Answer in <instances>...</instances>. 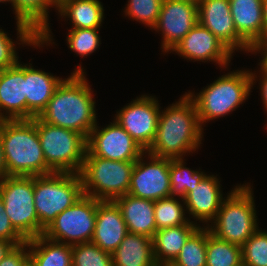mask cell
I'll return each instance as SVG.
<instances>
[{
    "instance_id": "obj_1",
    "label": "cell",
    "mask_w": 267,
    "mask_h": 266,
    "mask_svg": "<svg viewBox=\"0 0 267 266\" xmlns=\"http://www.w3.org/2000/svg\"><path fill=\"white\" fill-rule=\"evenodd\" d=\"M82 64L56 88L45 110L38 116L44 123L74 130L86 139L97 124L95 94Z\"/></svg>"
},
{
    "instance_id": "obj_2",
    "label": "cell",
    "mask_w": 267,
    "mask_h": 266,
    "mask_svg": "<svg viewBox=\"0 0 267 266\" xmlns=\"http://www.w3.org/2000/svg\"><path fill=\"white\" fill-rule=\"evenodd\" d=\"M204 130L196 104L185 92L178 101L160 110L156 137L147 152L170 159L184 158L195 151L198 153L203 144Z\"/></svg>"
},
{
    "instance_id": "obj_3",
    "label": "cell",
    "mask_w": 267,
    "mask_h": 266,
    "mask_svg": "<svg viewBox=\"0 0 267 266\" xmlns=\"http://www.w3.org/2000/svg\"><path fill=\"white\" fill-rule=\"evenodd\" d=\"M7 176L54 173L46 164L35 123L31 119L0 120Z\"/></svg>"
},
{
    "instance_id": "obj_4",
    "label": "cell",
    "mask_w": 267,
    "mask_h": 266,
    "mask_svg": "<svg viewBox=\"0 0 267 266\" xmlns=\"http://www.w3.org/2000/svg\"><path fill=\"white\" fill-rule=\"evenodd\" d=\"M207 85L197 93L187 92L196 104L203 129L208 122L229 116L240 105L243 106L253 92L249 68L224 72Z\"/></svg>"
},
{
    "instance_id": "obj_5",
    "label": "cell",
    "mask_w": 267,
    "mask_h": 266,
    "mask_svg": "<svg viewBox=\"0 0 267 266\" xmlns=\"http://www.w3.org/2000/svg\"><path fill=\"white\" fill-rule=\"evenodd\" d=\"M250 182L234 185L207 227L217 238L242 246L260 227Z\"/></svg>"
},
{
    "instance_id": "obj_6",
    "label": "cell",
    "mask_w": 267,
    "mask_h": 266,
    "mask_svg": "<svg viewBox=\"0 0 267 266\" xmlns=\"http://www.w3.org/2000/svg\"><path fill=\"white\" fill-rule=\"evenodd\" d=\"M83 195L80 174L52 173L34 176V205L40 223V235L58 214L71 207Z\"/></svg>"
},
{
    "instance_id": "obj_7",
    "label": "cell",
    "mask_w": 267,
    "mask_h": 266,
    "mask_svg": "<svg viewBox=\"0 0 267 266\" xmlns=\"http://www.w3.org/2000/svg\"><path fill=\"white\" fill-rule=\"evenodd\" d=\"M31 120L36 125L47 166L54 173L79 174L85 159L87 139L74 130L44 123L39 117Z\"/></svg>"
},
{
    "instance_id": "obj_8",
    "label": "cell",
    "mask_w": 267,
    "mask_h": 266,
    "mask_svg": "<svg viewBox=\"0 0 267 266\" xmlns=\"http://www.w3.org/2000/svg\"><path fill=\"white\" fill-rule=\"evenodd\" d=\"M135 162L114 161L85 156L80 177L84 195L100 201H113L130 188Z\"/></svg>"
},
{
    "instance_id": "obj_9",
    "label": "cell",
    "mask_w": 267,
    "mask_h": 266,
    "mask_svg": "<svg viewBox=\"0 0 267 266\" xmlns=\"http://www.w3.org/2000/svg\"><path fill=\"white\" fill-rule=\"evenodd\" d=\"M0 196L13 227L26 240L40 236L34 176H6L0 181Z\"/></svg>"
},
{
    "instance_id": "obj_10",
    "label": "cell",
    "mask_w": 267,
    "mask_h": 266,
    "mask_svg": "<svg viewBox=\"0 0 267 266\" xmlns=\"http://www.w3.org/2000/svg\"><path fill=\"white\" fill-rule=\"evenodd\" d=\"M99 201L93 197L83 195L71 207L58 214L42 235L50 240L68 245L91 242Z\"/></svg>"
},
{
    "instance_id": "obj_11",
    "label": "cell",
    "mask_w": 267,
    "mask_h": 266,
    "mask_svg": "<svg viewBox=\"0 0 267 266\" xmlns=\"http://www.w3.org/2000/svg\"><path fill=\"white\" fill-rule=\"evenodd\" d=\"M160 104L155 95L145 93L132 99L113 116L145 151L156 137Z\"/></svg>"
},
{
    "instance_id": "obj_12",
    "label": "cell",
    "mask_w": 267,
    "mask_h": 266,
    "mask_svg": "<svg viewBox=\"0 0 267 266\" xmlns=\"http://www.w3.org/2000/svg\"><path fill=\"white\" fill-rule=\"evenodd\" d=\"M91 130L86 140L85 156H96L114 161L135 162L145 150L116 120Z\"/></svg>"
},
{
    "instance_id": "obj_13",
    "label": "cell",
    "mask_w": 267,
    "mask_h": 266,
    "mask_svg": "<svg viewBox=\"0 0 267 266\" xmlns=\"http://www.w3.org/2000/svg\"><path fill=\"white\" fill-rule=\"evenodd\" d=\"M170 162L145 151L135 161L128 193L151 201L170 197Z\"/></svg>"
},
{
    "instance_id": "obj_14",
    "label": "cell",
    "mask_w": 267,
    "mask_h": 266,
    "mask_svg": "<svg viewBox=\"0 0 267 266\" xmlns=\"http://www.w3.org/2000/svg\"><path fill=\"white\" fill-rule=\"evenodd\" d=\"M198 23V4L163 0L159 17L153 31L161 34V54H170L173 48Z\"/></svg>"
},
{
    "instance_id": "obj_15",
    "label": "cell",
    "mask_w": 267,
    "mask_h": 266,
    "mask_svg": "<svg viewBox=\"0 0 267 266\" xmlns=\"http://www.w3.org/2000/svg\"><path fill=\"white\" fill-rule=\"evenodd\" d=\"M191 62H212L220 69L230 70L234 53L220 41L209 29L199 22L170 52Z\"/></svg>"
},
{
    "instance_id": "obj_16",
    "label": "cell",
    "mask_w": 267,
    "mask_h": 266,
    "mask_svg": "<svg viewBox=\"0 0 267 266\" xmlns=\"http://www.w3.org/2000/svg\"><path fill=\"white\" fill-rule=\"evenodd\" d=\"M198 22L209 29L233 53H251L252 47L237 33L229 0H200Z\"/></svg>"
},
{
    "instance_id": "obj_17",
    "label": "cell",
    "mask_w": 267,
    "mask_h": 266,
    "mask_svg": "<svg viewBox=\"0 0 267 266\" xmlns=\"http://www.w3.org/2000/svg\"><path fill=\"white\" fill-rule=\"evenodd\" d=\"M220 179L218 175L206 174L186 195L184 203L190 221L207 227L216 218L223 200L231 192L223 193Z\"/></svg>"
},
{
    "instance_id": "obj_18",
    "label": "cell",
    "mask_w": 267,
    "mask_h": 266,
    "mask_svg": "<svg viewBox=\"0 0 267 266\" xmlns=\"http://www.w3.org/2000/svg\"><path fill=\"white\" fill-rule=\"evenodd\" d=\"M27 119L25 63L0 70V120Z\"/></svg>"
},
{
    "instance_id": "obj_19",
    "label": "cell",
    "mask_w": 267,
    "mask_h": 266,
    "mask_svg": "<svg viewBox=\"0 0 267 266\" xmlns=\"http://www.w3.org/2000/svg\"><path fill=\"white\" fill-rule=\"evenodd\" d=\"M128 233L127 225L117 204L114 201H99L91 242L102 250L112 253Z\"/></svg>"
},
{
    "instance_id": "obj_20",
    "label": "cell",
    "mask_w": 267,
    "mask_h": 266,
    "mask_svg": "<svg viewBox=\"0 0 267 266\" xmlns=\"http://www.w3.org/2000/svg\"><path fill=\"white\" fill-rule=\"evenodd\" d=\"M63 79L42 69L34 68L32 62L25 63L27 119L38 117L45 110Z\"/></svg>"
},
{
    "instance_id": "obj_21",
    "label": "cell",
    "mask_w": 267,
    "mask_h": 266,
    "mask_svg": "<svg viewBox=\"0 0 267 266\" xmlns=\"http://www.w3.org/2000/svg\"><path fill=\"white\" fill-rule=\"evenodd\" d=\"M113 201L119 207L129 233L154 237L157 231L154 216L155 201L135 197L129 193Z\"/></svg>"
},
{
    "instance_id": "obj_22",
    "label": "cell",
    "mask_w": 267,
    "mask_h": 266,
    "mask_svg": "<svg viewBox=\"0 0 267 266\" xmlns=\"http://www.w3.org/2000/svg\"><path fill=\"white\" fill-rule=\"evenodd\" d=\"M52 8L57 13L52 0H12L15 20L29 25L40 36V42L46 45L45 48L55 43L49 21V11Z\"/></svg>"
},
{
    "instance_id": "obj_23",
    "label": "cell",
    "mask_w": 267,
    "mask_h": 266,
    "mask_svg": "<svg viewBox=\"0 0 267 266\" xmlns=\"http://www.w3.org/2000/svg\"><path fill=\"white\" fill-rule=\"evenodd\" d=\"M237 33L253 47L263 38V0H229Z\"/></svg>"
},
{
    "instance_id": "obj_24",
    "label": "cell",
    "mask_w": 267,
    "mask_h": 266,
    "mask_svg": "<svg viewBox=\"0 0 267 266\" xmlns=\"http://www.w3.org/2000/svg\"><path fill=\"white\" fill-rule=\"evenodd\" d=\"M199 227L198 224H184L157 230L153 237L154 258L157 265L169 266L188 238Z\"/></svg>"
},
{
    "instance_id": "obj_25",
    "label": "cell",
    "mask_w": 267,
    "mask_h": 266,
    "mask_svg": "<svg viewBox=\"0 0 267 266\" xmlns=\"http://www.w3.org/2000/svg\"><path fill=\"white\" fill-rule=\"evenodd\" d=\"M113 266H158L154 258L153 238L128 233L112 252Z\"/></svg>"
},
{
    "instance_id": "obj_26",
    "label": "cell",
    "mask_w": 267,
    "mask_h": 266,
    "mask_svg": "<svg viewBox=\"0 0 267 266\" xmlns=\"http://www.w3.org/2000/svg\"><path fill=\"white\" fill-rule=\"evenodd\" d=\"M104 8L100 0H68L57 8V15L61 21L70 20L71 28H101L106 18Z\"/></svg>"
},
{
    "instance_id": "obj_27",
    "label": "cell",
    "mask_w": 267,
    "mask_h": 266,
    "mask_svg": "<svg viewBox=\"0 0 267 266\" xmlns=\"http://www.w3.org/2000/svg\"><path fill=\"white\" fill-rule=\"evenodd\" d=\"M32 266H72V245L40 235L27 240Z\"/></svg>"
},
{
    "instance_id": "obj_28",
    "label": "cell",
    "mask_w": 267,
    "mask_h": 266,
    "mask_svg": "<svg viewBox=\"0 0 267 266\" xmlns=\"http://www.w3.org/2000/svg\"><path fill=\"white\" fill-rule=\"evenodd\" d=\"M16 41L0 27V70L15 66L20 60L18 47L29 46L35 49L45 47L40 42V36L27 24L16 20ZM17 45H19L17 47Z\"/></svg>"
},
{
    "instance_id": "obj_29",
    "label": "cell",
    "mask_w": 267,
    "mask_h": 266,
    "mask_svg": "<svg viewBox=\"0 0 267 266\" xmlns=\"http://www.w3.org/2000/svg\"><path fill=\"white\" fill-rule=\"evenodd\" d=\"M206 266H243L241 246L217 238L207 227Z\"/></svg>"
},
{
    "instance_id": "obj_30",
    "label": "cell",
    "mask_w": 267,
    "mask_h": 266,
    "mask_svg": "<svg viewBox=\"0 0 267 266\" xmlns=\"http://www.w3.org/2000/svg\"><path fill=\"white\" fill-rule=\"evenodd\" d=\"M169 172L171 196L181 199H184L193 190V187L198 185L207 174L200 167L195 170L186 167L185 158L171 159Z\"/></svg>"
},
{
    "instance_id": "obj_31",
    "label": "cell",
    "mask_w": 267,
    "mask_h": 266,
    "mask_svg": "<svg viewBox=\"0 0 267 266\" xmlns=\"http://www.w3.org/2000/svg\"><path fill=\"white\" fill-rule=\"evenodd\" d=\"M154 216L157 230L184 224H196L188 217L184 199L172 196L155 201Z\"/></svg>"
},
{
    "instance_id": "obj_32",
    "label": "cell",
    "mask_w": 267,
    "mask_h": 266,
    "mask_svg": "<svg viewBox=\"0 0 267 266\" xmlns=\"http://www.w3.org/2000/svg\"><path fill=\"white\" fill-rule=\"evenodd\" d=\"M207 227L200 226L169 266H206Z\"/></svg>"
},
{
    "instance_id": "obj_33",
    "label": "cell",
    "mask_w": 267,
    "mask_h": 266,
    "mask_svg": "<svg viewBox=\"0 0 267 266\" xmlns=\"http://www.w3.org/2000/svg\"><path fill=\"white\" fill-rule=\"evenodd\" d=\"M100 28L81 29L70 28L66 36L68 49L81 58H85L100 49Z\"/></svg>"
},
{
    "instance_id": "obj_34",
    "label": "cell",
    "mask_w": 267,
    "mask_h": 266,
    "mask_svg": "<svg viewBox=\"0 0 267 266\" xmlns=\"http://www.w3.org/2000/svg\"><path fill=\"white\" fill-rule=\"evenodd\" d=\"M163 0H128L123 9L125 17L135 20L146 27L152 28L156 25Z\"/></svg>"
},
{
    "instance_id": "obj_35",
    "label": "cell",
    "mask_w": 267,
    "mask_h": 266,
    "mask_svg": "<svg viewBox=\"0 0 267 266\" xmlns=\"http://www.w3.org/2000/svg\"><path fill=\"white\" fill-rule=\"evenodd\" d=\"M72 266H113L112 253L92 242L72 245Z\"/></svg>"
},
{
    "instance_id": "obj_36",
    "label": "cell",
    "mask_w": 267,
    "mask_h": 266,
    "mask_svg": "<svg viewBox=\"0 0 267 266\" xmlns=\"http://www.w3.org/2000/svg\"><path fill=\"white\" fill-rule=\"evenodd\" d=\"M243 266H267V230L261 227L241 246Z\"/></svg>"
},
{
    "instance_id": "obj_37",
    "label": "cell",
    "mask_w": 267,
    "mask_h": 266,
    "mask_svg": "<svg viewBox=\"0 0 267 266\" xmlns=\"http://www.w3.org/2000/svg\"><path fill=\"white\" fill-rule=\"evenodd\" d=\"M0 239L12 242L15 246L27 240L13 227L10 218L5 212L2 197L0 196Z\"/></svg>"
},
{
    "instance_id": "obj_38",
    "label": "cell",
    "mask_w": 267,
    "mask_h": 266,
    "mask_svg": "<svg viewBox=\"0 0 267 266\" xmlns=\"http://www.w3.org/2000/svg\"><path fill=\"white\" fill-rule=\"evenodd\" d=\"M29 248L27 241L16 245L0 262V266H29Z\"/></svg>"
},
{
    "instance_id": "obj_39",
    "label": "cell",
    "mask_w": 267,
    "mask_h": 266,
    "mask_svg": "<svg viewBox=\"0 0 267 266\" xmlns=\"http://www.w3.org/2000/svg\"><path fill=\"white\" fill-rule=\"evenodd\" d=\"M257 72V73H256ZM258 74V75H257ZM250 76L252 81V88L255 84H257L256 81H258L259 86H257L260 90V97L262 101L263 110L265 108V113H267V70L263 69L261 66L258 67L257 71L250 70ZM267 116V114H266Z\"/></svg>"
},
{
    "instance_id": "obj_40",
    "label": "cell",
    "mask_w": 267,
    "mask_h": 266,
    "mask_svg": "<svg viewBox=\"0 0 267 266\" xmlns=\"http://www.w3.org/2000/svg\"><path fill=\"white\" fill-rule=\"evenodd\" d=\"M253 56L254 54H261L258 62V66H261L263 69L267 70V36L260 39L251 49V53ZM262 58V59H261Z\"/></svg>"
},
{
    "instance_id": "obj_41",
    "label": "cell",
    "mask_w": 267,
    "mask_h": 266,
    "mask_svg": "<svg viewBox=\"0 0 267 266\" xmlns=\"http://www.w3.org/2000/svg\"><path fill=\"white\" fill-rule=\"evenodd\" d=\"M14 247L15 245L12 242L0 239V262Z\"/></svg>"
},
{
    "instance_id": "obj_42",
    "label": "cell",
    "mask_w": 267,
    "mask_h": 266,
    "mask_svg": "<svg viewBox=\"0 0 267 266\" xmlns=\"http://www.w3.org/2000/svg\"><path fill=\"white\" fill-rule=\"evenodd\" d=\"M7 176V169L5 166V158L3 151V143L0 137V181Z\"/></svg>"
},
{
    "instance_id": "obj_43",
    "label": "cell",
    "mask_w": 267,
    "mask_h": 266,
    "mask_svg": "<svg viewBox=\"0 0 267 266\" xmlns=\"http://www.w3.org/2000/svg\"><path fill=\"white\" fill-rule=\"evenodd\" d=\"M267 36V0H263V37Z\"/></svg>"
},
{
    "instance_id": "obj_44",
    "label": "cell",
    "mask_w": 267,
    "mask_h": 266,
    "mask_svg": "<svg viewBox=\"0 0 267 266\" xmlns=\"http://www.w3.org/2000/svg\"><path fill=\"white\" fill-rule=\"evenodd\" d=\"M66 1H68V0H52V3L56 8H58Z\"/></svg>"
},
{
    "instance_id": "obj_45",
    "label": "cell",
    "mask_w": 267,
    "mask_h": 266,
    "mask_svg": "<svg viewBox=\"0 0 267 266\" xmlns=\"http://www.w3.org/2000/svg\"><path fill=\"white\" fill-rule=\"evenodd\" d=\"M0 3H5V4H7V3H10L11 4V6L10 7H12V0H0Z\"/></svg>"
},
{
    "instance_id": "obj_46",
    "label": "cell",
    "mask_w": 267,
    "mask_h": 266,
    "mask_svg": "<svg viewBox=\"0 0 267 266\" xmlns=\"http://www.w3.org/2000/svg\"><path fill=\"white\" fill-rule=\"evenodd\" d=\"M180 1H188V2H192V3L198 4V2L200 0H180Z\"/></svg>"
}]
</instances>
